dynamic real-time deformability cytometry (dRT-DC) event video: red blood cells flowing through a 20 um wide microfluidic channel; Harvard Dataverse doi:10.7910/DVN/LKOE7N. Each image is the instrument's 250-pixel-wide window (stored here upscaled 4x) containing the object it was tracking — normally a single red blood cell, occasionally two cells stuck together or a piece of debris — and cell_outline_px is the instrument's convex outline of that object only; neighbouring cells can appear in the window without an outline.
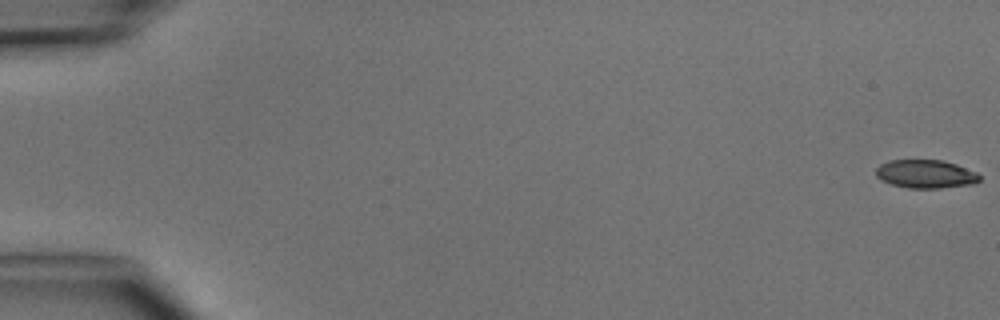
{"species": "common noctule bat (a hibernating species)", "species_latin": "Nyctalus noctula", "temperature_condition": "cold", "stored_images_in_passage": 5, "camera_frame_rate_fps": 3000, "um_per_image_px": 0.085, "animal": {"sex": "male", "body_mass_g": 15.6}, "frame": {"image": 1, "passage_image": 1, "time_ms": 0.0, "image_size_px": [1000, 320], "cell_outline_px": [[980, 180], [976, 184], [940, 188], [908, 188], [892, 184], [880, 180], [876, 176], [876, 168], [880, 164], [888, 160], [940, 160], [956, 164], [976, 172], [980, 176]], "centroid_in_image_um": [78.68, 14.79], "position_along_channel_um": 6.3, "area_um2": 17.22}}
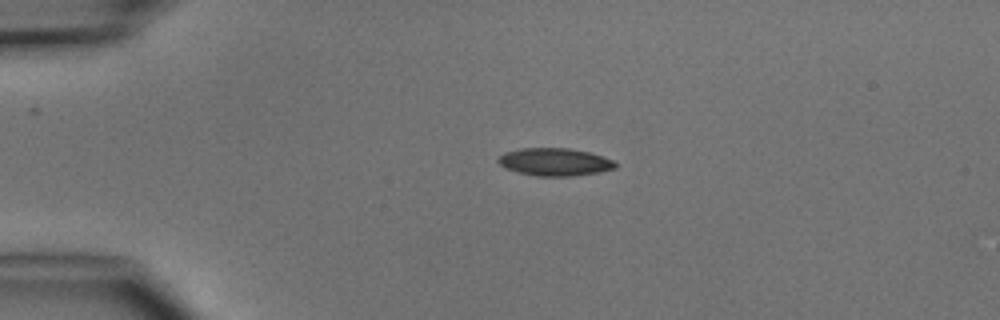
{"frame": {"image": 2, "passage_image": 4, "time_ms": 3.667, "image_size_px": [1000, 320], "cell_outline_px": [[616, 168], [600, 172], [568, 176], [536, 176], [504, 168], [496, 160], [504, 152], [520, 148], [568, 148], [588, 152], [612, 160], [616, 164]], "centroid_in_image_um": [47.11, 13.76], "position_along_channel_um": 37.9, "area_um2": 18.73}}